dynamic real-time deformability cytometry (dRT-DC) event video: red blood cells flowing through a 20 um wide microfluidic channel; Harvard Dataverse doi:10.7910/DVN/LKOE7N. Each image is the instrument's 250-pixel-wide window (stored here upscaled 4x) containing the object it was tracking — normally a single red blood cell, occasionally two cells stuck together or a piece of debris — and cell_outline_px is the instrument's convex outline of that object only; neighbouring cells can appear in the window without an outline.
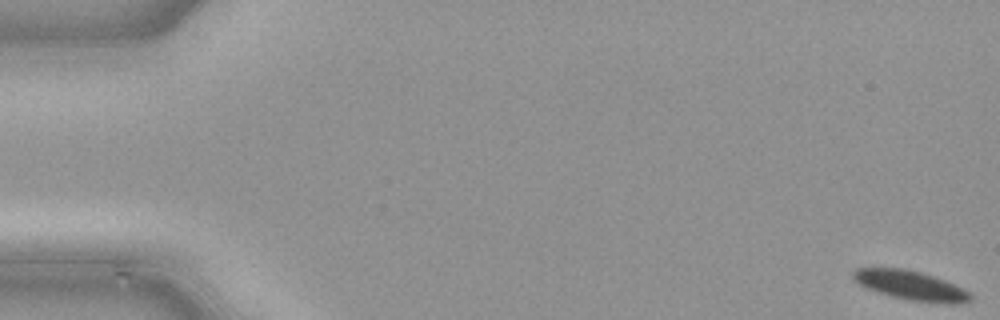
{"species": "common noctule bat (a hibernating species)", "species_latin": "Nyctalus noctula", "temperature_condition": "cold", "stored_images_in_passage": 50, "camera_frame_rate_fps": 3000, "um_per_image_px": 0.085, "animal": {"sex": "male", "body_mass_g": 21.5, "forearm_length_mm": 52.0}, "frame": {"image": 1, "passage_image": 1, "time_ms": 0.0, "image_size_px": [1000, 320], "cell_outline_px": [[972, 300], [956, 304], [908, 300], [892, 296], [864, 288], [852, 280], [852, 272], [856, 268], [904, 268], [920, 272], [944, 280], [968, 292], [972, 296]], "centroid_in_image_um": [77.33, 24.25], "position_along_channel_um": 7.7, "area_um2": 19.88}}
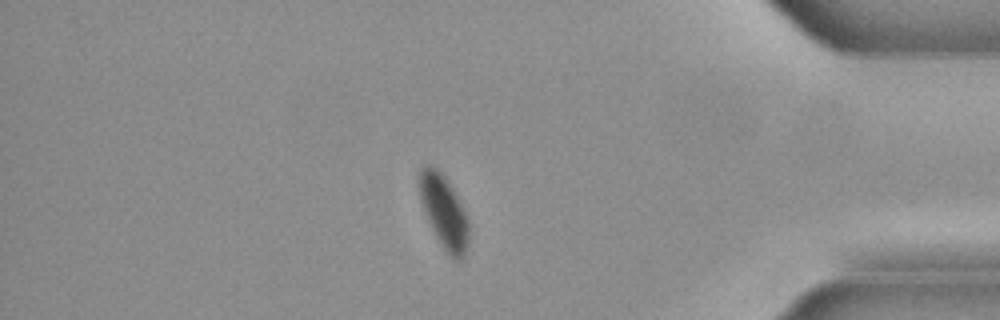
{"frame": {"image": 2, "passage_image": 43, "time_ms": 14.0, "image_size_px": [1000, 320], "cell_outline_px": [[468, 244], [464, 256], [460, 260], [456, 260], [440, 244], [428, 220], [420, 196], [420, 172], [428, 164], [436, 168], [444, 176], [452, 188], [468, 216]], "centroid_in_image_um": [37.77, 18.02], "position_along_channel_um": 397.4, "area_um2": 20.35}}
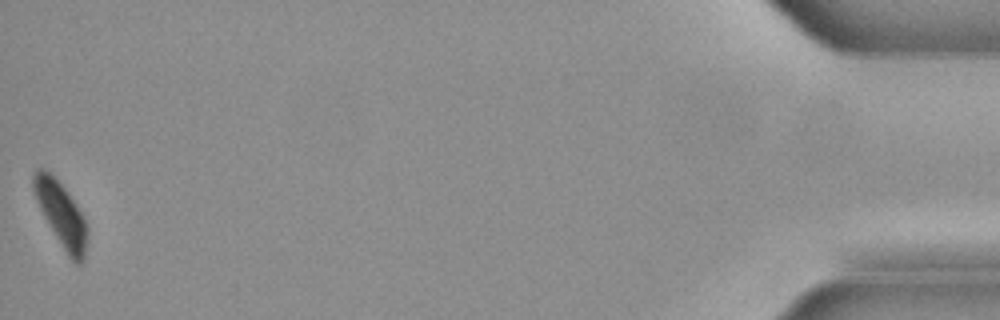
{"frame": {"image": 3, "passage_image": 50, "time_ms": 16.333, "image_size_px": [1000, 320], "cell_outline_px": [[88, 240], [84, 260], [80, 264], [76, 264], [68, 256], [44, 216], [36, 200], [32, 188], [32, 176], [36, 168], [44, 168], [68, 192], [76, 204], [88, 224]], "centroid_in_image_um": [5.22, 18.24], "position_along_channel_um": 430.0, "area_um2": 20.11}}